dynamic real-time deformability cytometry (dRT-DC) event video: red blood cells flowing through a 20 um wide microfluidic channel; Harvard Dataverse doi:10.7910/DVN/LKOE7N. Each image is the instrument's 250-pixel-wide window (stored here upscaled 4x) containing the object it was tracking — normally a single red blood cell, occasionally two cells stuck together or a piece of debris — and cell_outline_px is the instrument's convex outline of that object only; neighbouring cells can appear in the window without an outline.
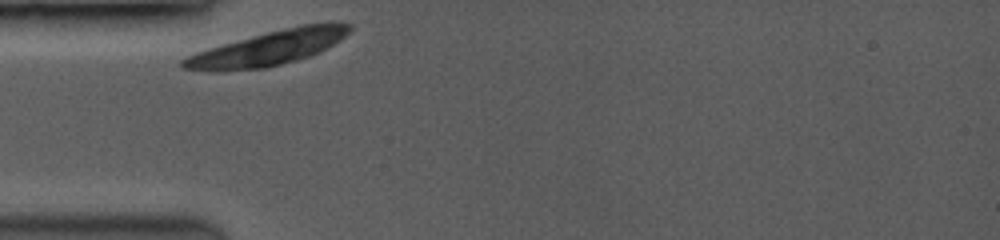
{"species": "common noctule bat (a hibernating species)", "species_latin": "Nyctalus noctula", "temperature_condition": "room temperature", "stored_images_in_passage": 40, "camera_frame_rate_fps": 3500, "um_per_image_px": 0.085, "animal": {"sex": "female", "body_mass_g": 19.0, "forearm_length_mm": 53.3}, "frame": {"image": 1, "passage_image": 1, "time_ms": 0.0, "image_size_px": [1000, 240], "cell_outline_px": [[352, 28], [340, 40], [328, 48], [320, 52], [296, 60], [264, 68], [220, 72], [208, 72], [180, 68], [180, 60], [196, 52], [208, 48], [252, 36], [300, 24], [328, 20], [352, 24]], "centroid_in_image_um": [22.82, 4.08], "position_along_channel_um": 62.2, "area_um2": 33.99}}
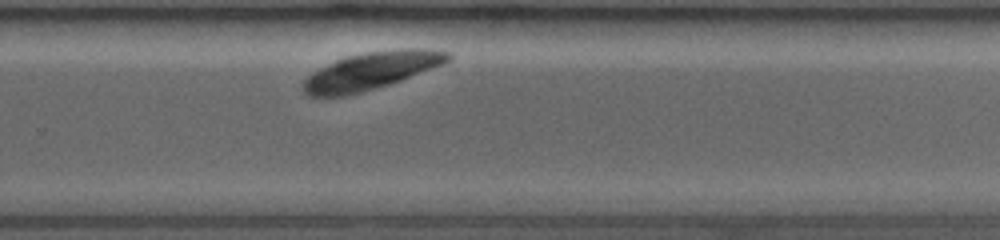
{"frame": {"image": 2, "passage_image": 28, "time_ms": 6.571, "image_size_px": [1000, 240], "cell_outline_px": [[452, 60], [444, 64], [400, 80], [388, 84], [360, 92], [344, 96], [308, 96], [304, 92], [304, 80], [312, 72], [344, 56], [364, 52], [400, 48], [432, 48], [448, 52], [452, 56]], "centroid_in_image_um": [31.6, 5.99], "position_along_channel_um": 298.2, "area_um2": 31.5}}
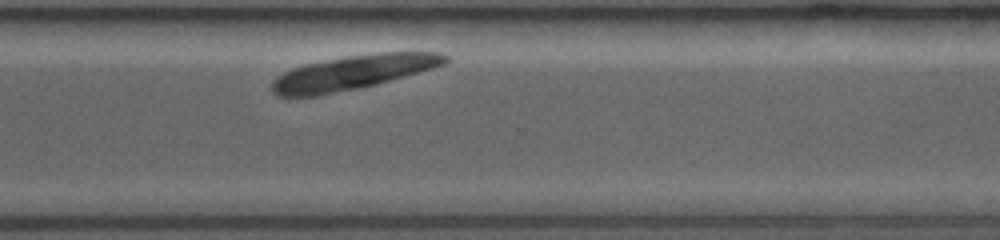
{"frame": {"image": 3, "passage_image": 33, "time_ms": 7.714, "image_size_px": [1000, 240], "cell_outline_px": [[448, 60], [444, 64], [416, 72], [372, 84], [356, 88], [320, 96], [276, 96], [272, 92], [272, 84], [284, 72], [292, 68], [304, 64], [344, 56], [380, 52], [444, 52], [448, 56]], "centroid_in_image_um": [29.97, 6.14], "position_along_channel_um": 340.6, "area_um2": 33.93}}